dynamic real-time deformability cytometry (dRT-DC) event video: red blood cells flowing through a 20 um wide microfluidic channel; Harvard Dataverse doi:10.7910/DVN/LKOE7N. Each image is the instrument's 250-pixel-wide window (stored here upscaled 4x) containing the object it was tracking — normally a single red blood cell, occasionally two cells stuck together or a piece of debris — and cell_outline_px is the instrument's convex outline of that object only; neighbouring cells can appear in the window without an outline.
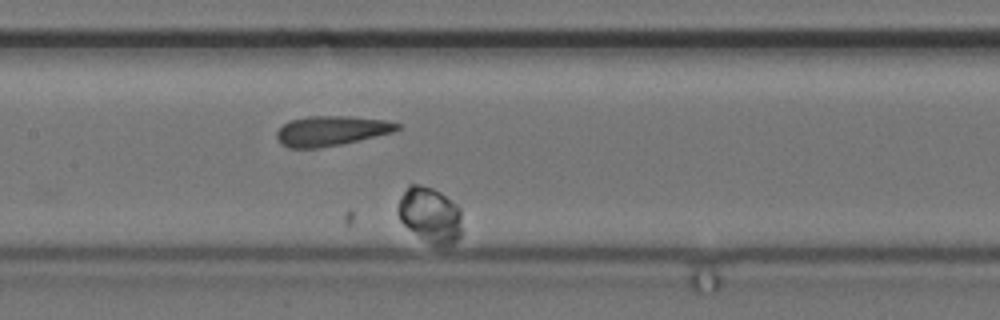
{"species": "common noctule bat (a hibernating species)", "species_latin": "Nyctalus noctula", "temperature_condition": "cold", "stored_images_in_passage": 7, "camera_frame_rate_fps": 3000, "um_per_image_px": 0.085, "animal": {"sex": "female", "body_mass_g": 24.6, "forearm_length_mm": 56.2}, "frame": {"image": 1, "passage_image": 7, "time_ms": 2.0, "image_size_px": [1000, 320], "cell_outline_px": [[460, 236], [452, 244], [432, 244], [408, 228], [400, 220], [396, 212], [396, 208], [408, 184], [420, 184], [432, 188], [440, 192], [456, 204], [460, 208]], "centroid_in_image_um": [36.53, 18.23], "position_along_channel_um": 170.9, "area_um2": 20.35}}